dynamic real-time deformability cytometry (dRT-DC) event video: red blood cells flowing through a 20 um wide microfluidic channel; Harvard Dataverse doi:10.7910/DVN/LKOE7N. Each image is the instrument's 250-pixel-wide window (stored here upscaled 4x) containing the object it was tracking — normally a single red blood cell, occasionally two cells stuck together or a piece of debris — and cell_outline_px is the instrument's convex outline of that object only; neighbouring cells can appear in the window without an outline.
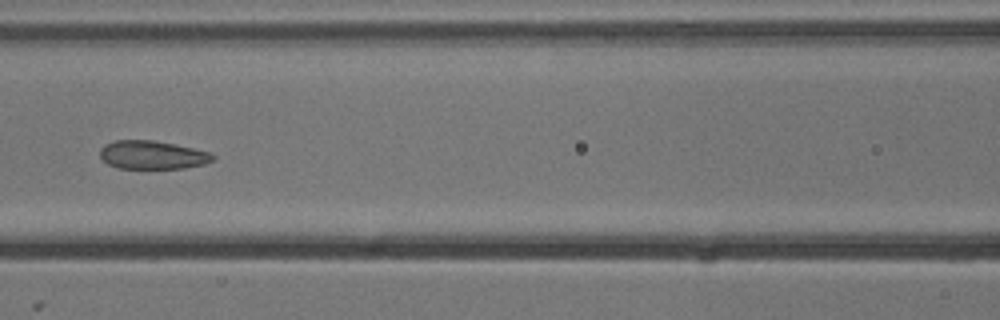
{"species": "common noctule bat (a hibernating species)", "species_latin": "Nyctalus noctula", "temperature_condition": "cold", "stored_images_in_passage": 9, "camera_frame_rate_fps": 3000, "um_per_image_px": 0.085, "animal": {"sex": "male", "body_mass_g": 13.3}, "frame": {"image": 1, "passage_image": 6, "time_ms": 1.667, "image_size_px": [1000, 320], "cell_outline_px": [[216, 156], [212, 160], [204, 164], [184, 168], [116, 168], [108, 164], [100, 156], [100, 148], [104, 144], [116, 140], [152, 140], [192, 148], [208, 152]], "centroid_in_image_um": [12.91, 13.17], "position_along_channel_um": 153.7, "area_um2": 18.5}}
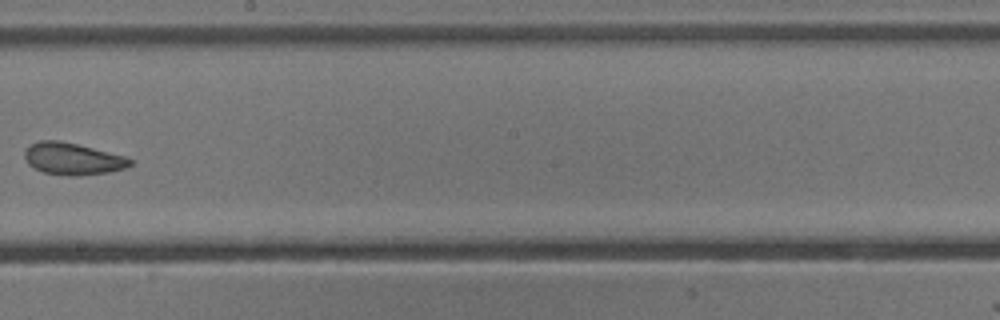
{"frame": {"image": 2, "passage_image": 8, "time_ms": 2.333, "image_size_px": [1000, 320], "cell_outline_px": [[132, 164], [124, 168], [108, 172], [76, 176], [72, 176], [44, 172], [28, 164], [24, 156], [24, 152], [32, 144], [40, 140], [60, 140], [124, 156], [132, 160]], "centroid_in_image_um": [6.16, 13.5], "position_along_channel_um": 242.0, "area_um2": 19.25}}
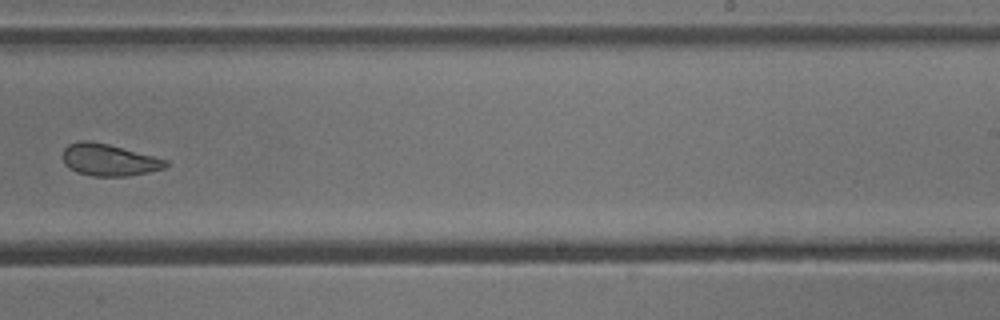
{"frame": {"image": 3, "passage_image": 9, "time_ms": 2.667, "image_size_px": [1000, 320], "cell_outline_px": [[168, 164], [164, 168], [148, 172], [128, 176], [92, 176], [76, 172], [68, 168], [64, 164], [64, 148], [68, 144], [80, 140], [88, 140], [108, 144], [168, 160]], "centroid_in_image_um": [9.23, 13.59], "position_along_channel_um": 279.8, "area_um2": 19.07}}